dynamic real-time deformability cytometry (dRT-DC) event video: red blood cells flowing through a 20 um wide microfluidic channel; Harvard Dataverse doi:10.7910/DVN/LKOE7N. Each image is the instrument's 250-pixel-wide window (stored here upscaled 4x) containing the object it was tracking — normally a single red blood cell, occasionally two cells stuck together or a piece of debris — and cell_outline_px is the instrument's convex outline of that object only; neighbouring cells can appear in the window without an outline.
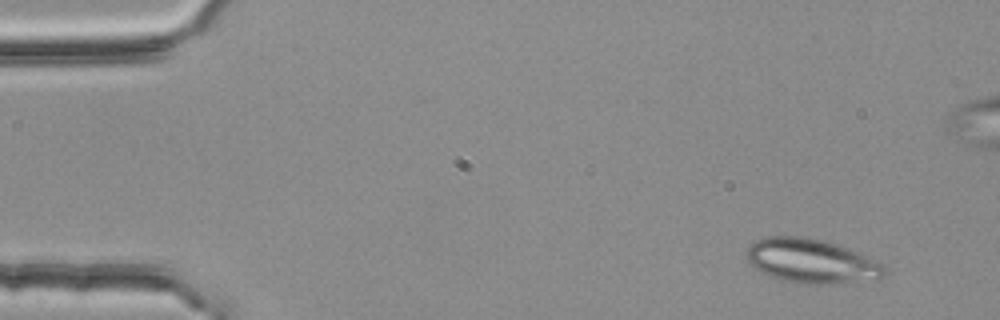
{"species": "common noctule bat (a hibernating species)", "species_latin": "Nyctalus noctula", "temperature_condition": "room temperature", "stored_images_in_passage": 3, "camera_frame_rate_fps": 3000, "um_per_image_px": 0.085, "animal": {"sex": "female", "body_mass_g": 25.1}, "frame": {"image": 1, "passage_image": 1, "time_ms": 0.0, "image_size_px": [1000, 320], "cell_outline_px": [[888, 272], [880, 276], [832, 284], [816, 284], [780, 280], [768, 276], [756, 268], [748, 260], [744, 252], [748, 244], [764, 236], [804, 236], [824, 240], [860, 252], [880, 260], [888, 268]], "centroid_in_image_um": [68.94, 22.15], "position_along_channel_um": 16.1, "area_um2": 35.72}}